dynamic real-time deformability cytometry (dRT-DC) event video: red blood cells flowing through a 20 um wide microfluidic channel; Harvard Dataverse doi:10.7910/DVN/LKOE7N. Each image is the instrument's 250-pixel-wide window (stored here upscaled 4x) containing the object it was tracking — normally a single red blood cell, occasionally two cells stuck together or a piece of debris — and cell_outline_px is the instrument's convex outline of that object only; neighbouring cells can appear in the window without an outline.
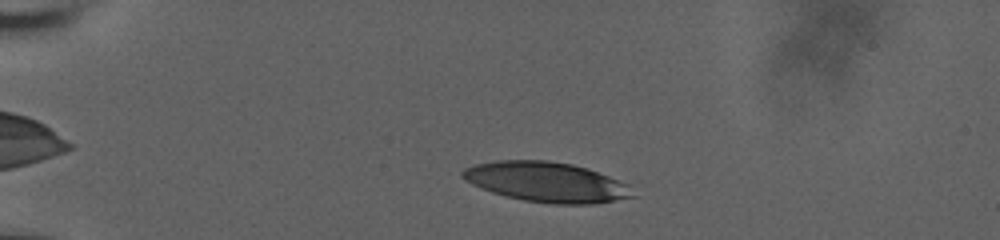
{"species": "human", "species_latin": "Homo sapiens", "temperature_condition": "room temperature", "stored_images_in_passage": 17, "camera_frame_rate_fps": 3000, "um_per_image_px": 0.085, "donor": {"sex": "male"}, "frame": {"image": 1, "passage_image": 5, "time_ms": 1.667, "image_size_px": [1000, 240], "cell_outline_px": [[640, 196], [592, 204], [556, 204], [524, 200], [492, 192], [480, 188], [472, 184], [460, 176], [460, 172], [464, 168], [476, 164], [500, 160], [548, 160], [572, 164], [588, 168], [628, 184]], "centroid_in_image_um": [46.49, 15.47], "position_along_channel_um": 38.5, "area_um2": 39.77}}
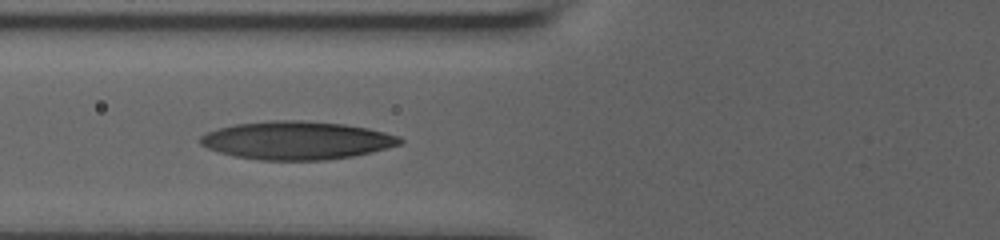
{"frame": {"image": 2, "passage_image": 12, "time_ms": 5.0, "image_size_px": [1000, 240], "cell_outline_px": [[404, 140], [400, 144], [388, 148], [372, 152], [352, 156], [328, 160], [260, 160], [232, 156], [208, 148], [200, 144], [200, 136], [208, 132], [220, 128], [236, 124], [268, 120], [300, 120], [344, 124], [368, 128], [400, 136]], "centroid_in_image_um": [25.23, 11.93], "position_along_channel_um": 100.6, "area_um2": 44.45}}
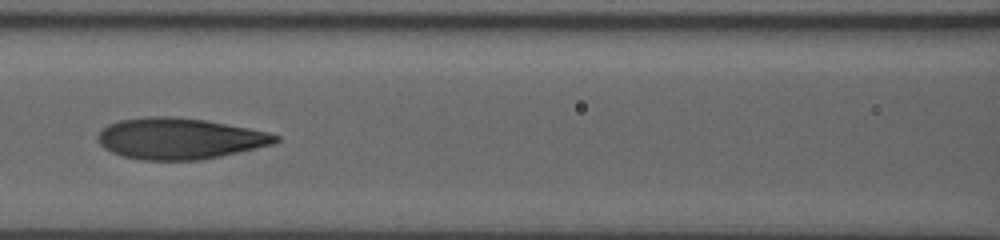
{"frame": {"image": 3, "passage_image": 15, "time_ms": 6.333, "image_size_px": [1000, 240], "cell_outline_px": [[280, 140], [272, 144], [220, 156], [200, 160], [140, 160], [124, 156], [112, 152], [104, 148], [96, 140], [96, 136], [108, 124], [120, 120], [148, 116], [172, 116], [204, 120], [248, 128], [268, 132], [280, 136]], "centroid_in_image_um": [15.23, 11.78], "position_along_channel_um": 151.4, "area_um2": 42.43}}